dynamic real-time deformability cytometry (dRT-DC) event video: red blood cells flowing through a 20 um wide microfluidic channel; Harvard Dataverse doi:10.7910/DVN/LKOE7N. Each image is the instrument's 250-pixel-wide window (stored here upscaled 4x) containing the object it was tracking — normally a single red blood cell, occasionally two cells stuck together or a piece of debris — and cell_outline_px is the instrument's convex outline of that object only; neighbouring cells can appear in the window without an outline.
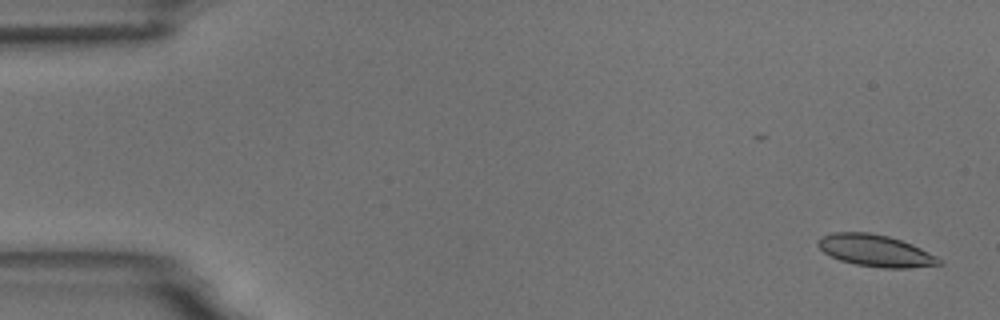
{"species": "common noctule bat (a hibernating species)", "species_latin": "Nyctalus noctula", "temperature_condition": "room temperature", "stored_images_in_passage": 5, "camera_frame_rate_fps": 3000, "um_per_image_px": 0.085, "animal": {"sex": "male", "body_mass_g": 18.8}, "frame": {"image": 1, "passage_image": 1, "time_ms": 0.0, "image_size_px": [1000, 320], "cell_outline_px": [[944, 264], [908, 268], [884, 268], [856, 264], [840, 260], [824, 252], [816, 244], [824, 236], [832, 232], [868, 232], [888, 236], [912, 244], [936, 256]], "centroid_in_image_um": [74.43, 21.3], "position_along_channel_um": 10.6, "area_um2": 22.14}}
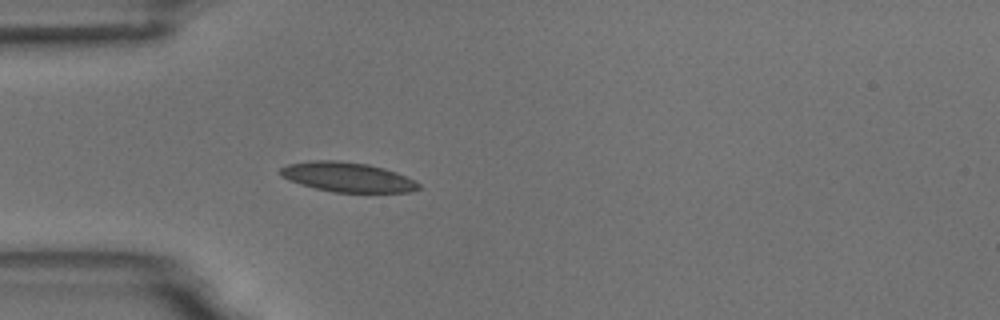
{"frame": {"image": 2, "passage_image": 5, "time_ms": 4.667, "image_size_px": [1000, 320], "cell_outline_px": [[420, 188], [412, 192], [332, 192], [300, 184], [288, 180], [280, 176], [276, 172], [280, 168], [288, 164], [312, 160], [336, 160], [368, 164], [384, 168], [396, 172], [420, 184]], "centroid_in_image_um": [29.47, 15.05], "position_along_channel_um": 55.5, "area_um2": 23.93}}